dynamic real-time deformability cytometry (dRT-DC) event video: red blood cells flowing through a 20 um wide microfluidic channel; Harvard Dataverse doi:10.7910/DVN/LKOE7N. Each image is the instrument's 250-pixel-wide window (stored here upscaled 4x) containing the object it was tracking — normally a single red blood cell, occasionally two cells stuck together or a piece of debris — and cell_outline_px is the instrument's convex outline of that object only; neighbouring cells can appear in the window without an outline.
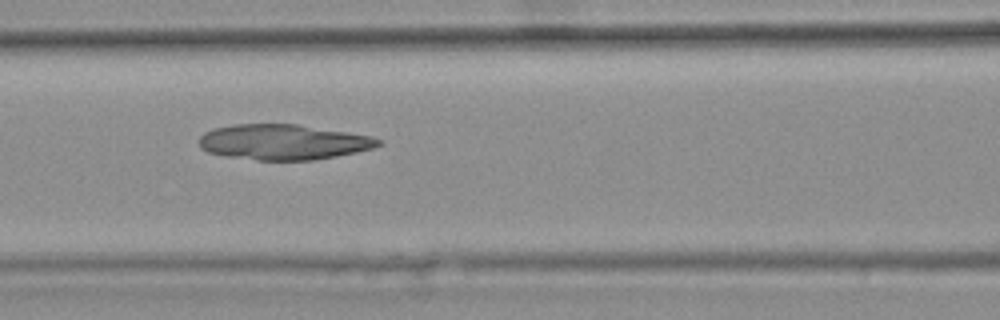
{"species": "common noctule bat (a hibernating species)", "species_latin": "Nyctalus noctula", "temperature_condition": "warm", "stored_images_in_passage": 48, "camera_frame_rate_fps": 3000, "um_per_image_px": 0.085, "animal": {"sex": "female", "body_mass_g": 25.1}, "frame": {"image": 1, "passage_image": 23, "time_ms": 7.333, "image_size_px": [1000, 320], "cell_outline_px": [[384, 144], [372, 148], [356, 152], [316, 160], [256, 160], [228, 156], [208, 152], [200, 148], [200, 136], [204, 132], [216, 128], [232, 124], [296, 124], [372, 136], [384, 140]], "centroid_in_image_um": [24.11, 12.07], "position_along_channel_um": 142.5, "area_um2": 36.93}}
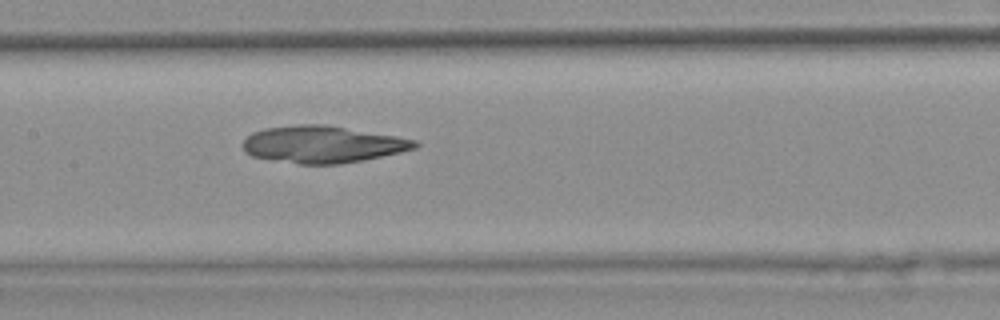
{"frame": {"image": 2, "passage_image": 26, "time_ms": 8.333, "image_size_px": [1000, 320], "cell_outline_px": [[420, 144], [416, 148], [400, 152], [364, 160], [340, 164], [300, 164], [252, 156], [244, 152], [244, 140], [252, 132], [264, 128], [296, 124], [324, 124], [396, 136], [416, 140]], "centroid_in_image_um": [27.43, 12.26], "position_along_channel_um": 180.0, "area_um2": 36.99}}